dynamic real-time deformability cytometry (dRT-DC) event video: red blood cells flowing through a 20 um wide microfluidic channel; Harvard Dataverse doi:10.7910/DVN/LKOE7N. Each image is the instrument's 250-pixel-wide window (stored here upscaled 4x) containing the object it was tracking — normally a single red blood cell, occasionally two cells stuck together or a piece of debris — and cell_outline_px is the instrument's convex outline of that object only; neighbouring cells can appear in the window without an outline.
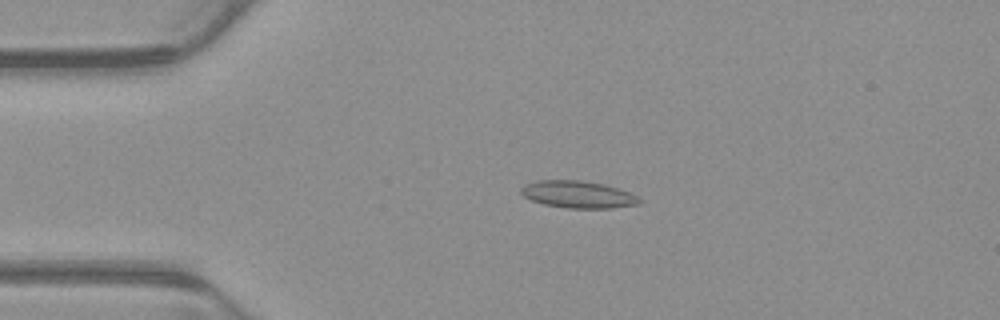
{"species": "common noctule bat (a hibernating species)", "species_latin": "Nyctalus noctula", "temperature_condition": "warm", "stored_images_in_passage": 3, "camera_frame_rate_fps": 3000, "um_per_image_px": 0.085, "animal": {"sex": "male", "body_mass_g": 23.1, "forearm_length_mm": 52.7}, "frame": {"image": 1, "passage_image": 2, "time_ms": 0.333, "image_size_px": [1000, 320], "cell_outline_px": [[644, 200], [640, 204], [612, 208], [568, 208], [544, 204], [532, 200], [524, 196], [520, 192], [520, 188], [524, 184], [536, 180], [580, 180], [604, 184], [628, 192]], "centroid_in_image_um": [49.12, 16.52], "position_along_channel_um": 35.9, "area_um2": 18.73}}